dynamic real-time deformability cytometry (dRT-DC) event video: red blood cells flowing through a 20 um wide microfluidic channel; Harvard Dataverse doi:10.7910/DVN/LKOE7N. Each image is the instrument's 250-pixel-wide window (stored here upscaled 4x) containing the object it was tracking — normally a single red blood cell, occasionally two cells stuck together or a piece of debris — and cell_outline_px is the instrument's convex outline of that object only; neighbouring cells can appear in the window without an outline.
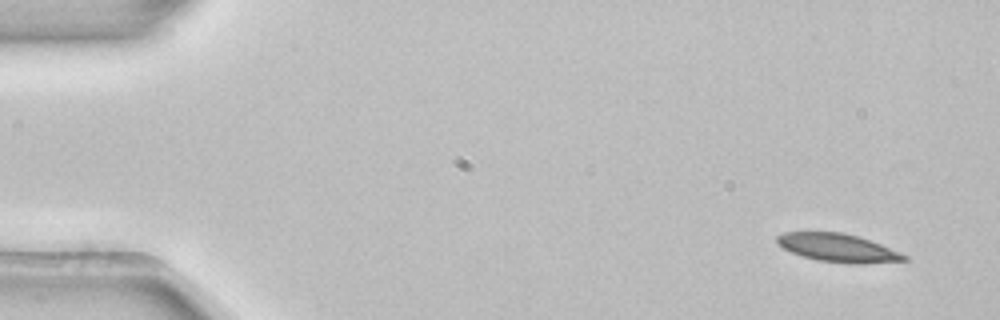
{"species": "common noctule bat (a hibernating species)", "species_latin": "Nyctalus noctula", "temperature_condition": "room temperature", "stored_images_in_passage": 5, "camera_frame_rate_fps": 3000, "um_per_image_px": 0.085, "animal": {"sex": "female", "body_mass_g": 22.7, "forearm_length_mm": 54.2}, "frame": {"image": 1, "passage_image": 1, "time_ms": 0.0, "image_size_px": [1000, 320], "cell_outline_px": [[908, 260], [864, 264], [852, 264], [816, 260], [792, 252], [784, 248], [776, 240], [776, 236], [784, 232], [840, 232], [856, 236], [880, 244], [900, 252], [908, 256]], "centroid_in_image_um": [71.24, 21.07], "position_along_channel_um": 13.8, "area_um2": 20.69}}